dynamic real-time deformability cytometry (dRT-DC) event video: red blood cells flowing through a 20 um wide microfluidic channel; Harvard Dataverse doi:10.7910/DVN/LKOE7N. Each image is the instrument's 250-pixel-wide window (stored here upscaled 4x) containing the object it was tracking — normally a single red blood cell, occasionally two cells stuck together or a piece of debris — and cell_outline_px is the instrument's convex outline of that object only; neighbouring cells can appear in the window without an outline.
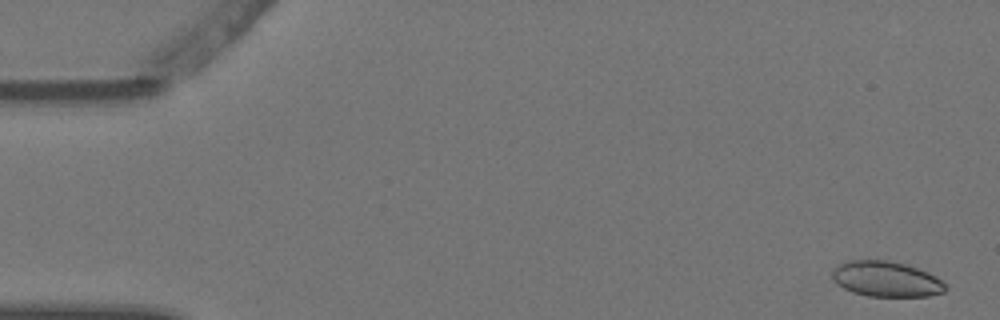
{"species": "Egyptian fruit bat (a non-hibernating species)", "species_latin": "Rousettus aegyptiacus", "temperature_condition": "warm", "stored_images_in_passage": 5, "camera_frame_rate_fps": 3000, "um_per_image_px": 0.085, "animal": {"sex": "female"}, "frame": {"image": 1, "passage_image": 1, "time_ms": 0.0, "image_size_px": [1000, 320], "cell_outline_px": [[948, 288], [944, 292], [928, 296], [868, 296], [852, 292], [844, 288], [832, 276], [832, 272], [840, 264], [848, 260], [888, 260], [904, 264], [916, 268], [936, 276]], "centroid_in_image_um": [75.35, 23.72], "position_along_channel_um": 9.6, "area_um2": 23.0}}
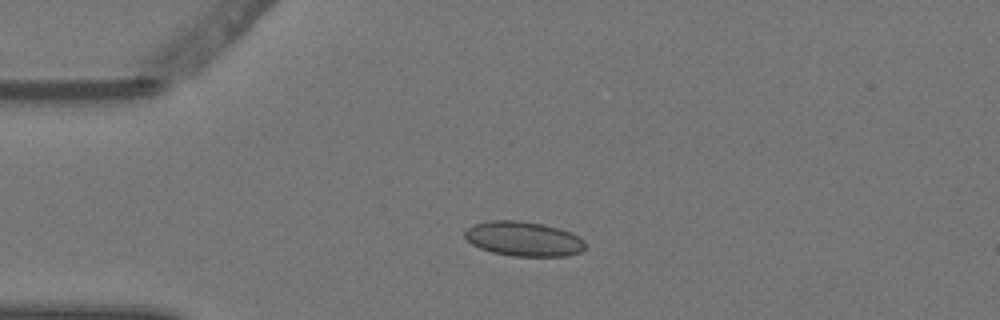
{"frame": {"image": 2, "passage_image": 4, "time_ms": 1.0, "image_size_px": [1000, 320], "cell_outline_px": [[584, 248], [580, 252], [568, 256], [512, 256], [492, 252], [480, 248], [472, 244], [464, 236], [464, 232], [472, 224], [492, 220], [516, 220], [544, 224], [560, 228], [584, 240]], "centroid_in_image_um": [44.48, 20.3], "position_along_channel_um": 40.5, "area_um2": 24.28}}